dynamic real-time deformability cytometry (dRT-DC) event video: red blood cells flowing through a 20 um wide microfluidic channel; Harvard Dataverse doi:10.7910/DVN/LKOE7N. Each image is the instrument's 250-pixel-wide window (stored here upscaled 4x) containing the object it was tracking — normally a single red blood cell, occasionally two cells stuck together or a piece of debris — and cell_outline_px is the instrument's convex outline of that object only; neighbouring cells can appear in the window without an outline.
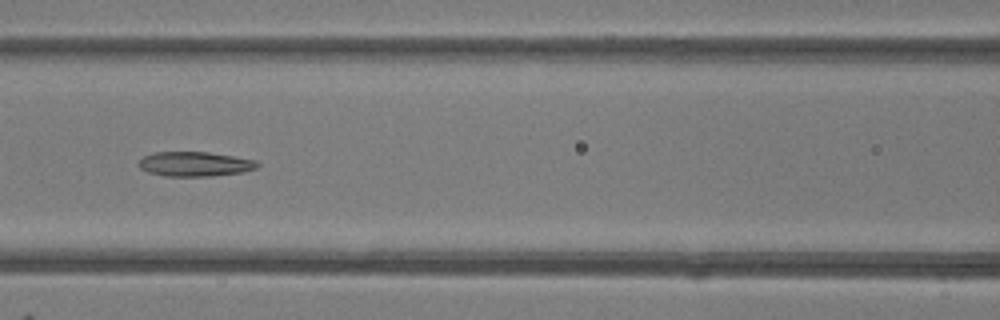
{"species": "common noctule bat (a hibernating species)", "species_latin": "Nyctalus noctula", "temperature_condition": "room temperature", "stored_images_in_passage": 49, "camera_frame_rate_fps": 3000, "um_per_image_px": 0.085, "animal": {"sex": "female"}, "frame": {"image": 1, "passage_image": 22, "time_ms": 7.0, "image_size_px": [1000, 320], "cell_outline_px": [[260, 164], [256, 168], [244, 172], [212, 176], [164, 176], [148, 172], [140, 168], [136, 164], [144, 156], [156, 152], [208, 152], [256, 160]], "centroid_in_image_um": [16.56, 13.95], "position_along_channel_um": 150.0, "area_um2": 17.05}}
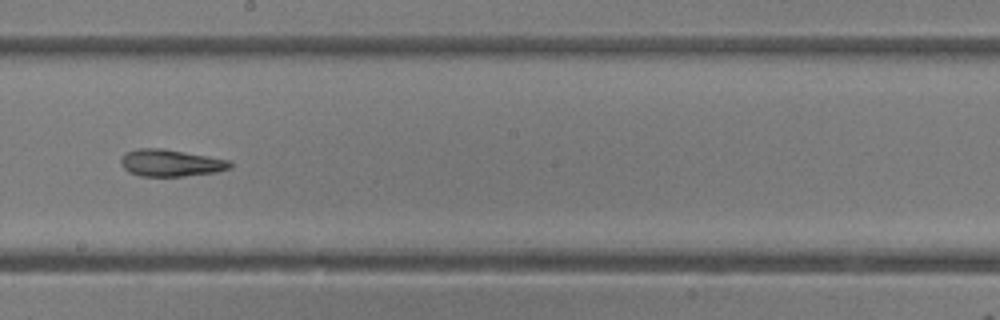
{"frame": {"image": 2, "passage_image": 28, "time_ms": 9.0, "image_size_px": [1000, 320], "cell_outline_px": [[232, 168], [216, 172], [184, 176], [140, 176], [128, 172], [120, 164], [120, 160], [124, 152], [136, 148], [160, 148], [232, 160]], "centroid_in_image_um": [14.5, 13.85], "position_along_channel_um": 233.7, "area_um2": 17.34}, "authors_computed_cell_mechanics": {"area_um2": 20.1144, "velocity_mm_per_s": 4.1939, "shape_relaxation_time_tau1_ms": null, "shape_relaxation_time_tau2_ms": 3.845, "deformation_change_tau1": null, "deformation_change_tau2": 0.144}}